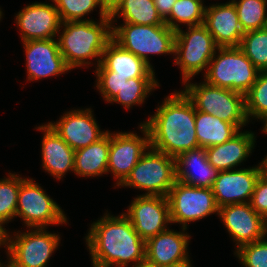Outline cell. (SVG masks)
<instances>
[{"mask_svg": "<svg viewBox=\"0 0 267 267\" xmlns=\"http://www.w3.org/2000/svg\"><path fill=\"white\" fill-rule=\"evenodd\" d=\"M110 214L93 222L85 237L92 266L128 267L133 262L134 267L145 258L146 241L123 213Z\"/></svg>", "mask_w": 267, "mask_h": 267, "instance_id": "cell-1", "label": "cell"}, {"mask_svg": "<svg viewBox=\"0 0 267 267\" xmlns=\"http://www.w3.org/2000/svg\"><path fill=\"white\" fill-rule=\"evenodd\" d=\"M195 114L196 108L183 90L167 96L155 114L143 123L150 135V147L175 159L199 148Z\"/></svg>", "mask_w": 267, "mask_h": 267, "instance_id": "cell-2", "label": "cell"}, {"mask_svg": "<svg viewBox=\"0 0 267 267\" xmlns=\"http://www.w3.org/2000/svg\"><path fill=\"white\" fill-rule=\"evenodd\" d=\"M57 39L59 50L70 69L92 65L89 59L96 58V66L101 63L102 53L112 39L111 18L90 21L63 22ZM60 30L62 32H60ZM87 65V66H85Z\"/></svg>", "mask_w": 267, "mask_h": 267, "instance_id": "cell-3", "label": "cell"}, {"mask_svg": "<svg viewBox=\"0 0 267 267\" xmlns=\"http://www.w3.org/2000/svg\"><path fill=\"white\" fill-rule=\"evenodd\" d=\"M217 51L203 75L204 81L245 96L256 82L260 71L240 47H218Z\"/></svg>", "mask_w": 267, "mask_h": 267, "instance_id": "cell-4", "label": "cell"}, {"mask_svg": "<svg viewBox=\"0 0 267 267\" xmlns=\"http://www.w3.org/2000/svg\"><path fill=\"white\" fill-rule=\"evenodd\" d=\"M201 83H192L190 80L184 83L183 91L193 102L196 110L232 123L239 130L249 123L243 94L209 85L205 81Z\"/></svg>", "mask_w": 267, "mask_h": 267, "instance_id": "cell-5", "label": "cell"}, {"mask_svg": "<svg viewBox=\"0 0 267 267\" xmlns=\"http://www.w3.org/2000/svg\"><path fill=\"white\" fill-rule=\"evenodd\" d=\"M176 180V159L150 147L118 187L145 190L142 195L167 197Z\"/></svg>", "mask_w": 267, "mask_h": 267, "instance_id": "cell-6", "label": "cell"}, {"mask_svg": "<svg viewBox=\"0 0 267 267\" xmlns=\"http://www.w3.org/2000/svg\"><path fill=\"white\" fill-rule=\"evenodd\" d=\"M112 39L152 68L148 55L174 54L175 31L166 24H112Z\"/></svg>", "mask_w": 267, "mask_h": 267, "instance_id": "cell-7", "label": "cell"}, {"mask_svg": "<svg viewBox=\"0 0 267 267\" xmlns=\"http://www.w3.org/2000/svg\"><path fill=\"white\" fill-rule=\"evenodd\" d=\"M47 228H30V231L7 230L6 254L8 267H47L52 254L60 245V235Z\"/></svg>", "mask_w": 267, "mask_h": 267, "instance_id": "cell-8", "label": "cell"}, {"mask_svg": "<svg viewBox=\"0 0 267 267\" xmlns=\"http://www.w3.org/2000/svg\"><path fill=\"white\" fill-rule=\"evenodd\" d=\"M186 32L175 31L174 65L180 67L184 84L192 77L207 71L218 46L204 24L188 26Z\"/></svg>", "mask_w": 267, "mask_h": 267, "instance_id": "cell-9", "label": "cell"}, {"mask_svg": "<svg viewBox=\"0 0 267 267\" xmlns=\"http://www.w3.org/2000/svg\"><path fill=\"white\" fill-rule=\"evenodd\" d=\"M15 217L22 218L27 228H47L68 222L61 207L33 178H26L19 187Z\"/></svg>", "mask_w": 267, "mask_h": 267, "instance_id": "cell-10", "label": "cell"}, {"mask_svg": "<svg viewBox=\"0 0 267 267\" xmlns=\"http://www.w3.org/2000/svg\"><path fill=\"white\" fill-rule=\"evenodd\" d=\"M167 198L171 223H180L182 228L187 229L188 223L199 221L210 214H218L219 207L211 188L187 185L176 180Z\"/></svg>", "mask_w": 267, "mask_h": 267, "instance_id": "cell-11", "label": "cell"}, {"mask_svg": "<svg viewBox=\"0 0 267 267\" xmlns=\"http://www.w3.org/2000/svg\"><path fill=\"white\" fill-rule=\"evenodd\" d=\"M140 137L134 132L111 133V143L107 173L111 172L118 187L131 173L140 157L150 148V135L147 127L141 123Z\"/></svg>", "mask_w": 267, "mask_h": 267, "instance_id": "cell-12", "label": "cell"}, {"mask_svg": "<svg viewBox=\"0 0 267 267\" xmlns=\"http://www.w3.org/2000/svg\"><path fill=\"white\" fill-rule=\"evenodd\" d=\"M126 213L134 230L143 240L166 231L171 223L170 206L166 196L137 195Z\"/></svg>", "mask_w": 267, "mask_h": 267, "instance_id": "cell-13", "label": "cell"}, {"mask_svg": "<svg viewBox=\"0 0 267 267\" xmlns=\"http://www.w3.org/2000/svg\"><path fill=\"white\" fill-rule=\"evenodd\" d=\"M263 172L262 162L254 167L219 171L211 187L218 207L250 202Z\"/></svg>", "mask_w": 267, "mask_h": 267, "instance_id": "cell-14", "label": "cell"}, {"mask_svg": "<svg viewBox=\"0 0 267 267\" xmlns=\"http://www.w3.org/2000/svg\"><path fill=\"white\" fill-rule=\"evenodd\" d=\"M218 216L233 238L236 249L266 236V220L249 202L222 206L218 210Z\"/></svg>", "mask_w": 267, "mask_h": 267, "instance_id": "cell-15", "label": "cell"}, {"mask_svg": "<svg viewBox=\"0 0 267 267\" xmlns=\"http://www.w3.org/2000/svg\"><path fill=\"white\" fill-rule=\"evenodd\" d=\"M22 43L26 54L27 81H37L71 70L62 56L55 38L29 40Z\"/></svg>", "mask_w": 267, "mask_h": 267, "instance_id": "cell-16", "label": "cell"}, {"mask_svg": "<svg viewBox=\"0 0 267 267\" xmlns=\"http://www.w3.org/2000/svg\"><path fill=\"white\" fill-rule=\"evenodd\" d=\"M91 108L68 111L50 127L74 150L93 144L107 131H101Z\"/></svg>", "mask_w": 267, "mask_h": 267, "instance_id": "cell-17", "label": "cell"}, {"mask_svg": "<svg viewBox=\"0 0 267 267\" xmlns=\"http://www.w3.org/2000/svg\"><path fill=\"white\" fill-rule=\"evenodd\" d=\"M15 17L22 42L54 39L62 25L59 12L52 3H32L20 10Z\"/></svg>", "mask_w": 267, "mask_h": 267, "instance_id": "cell-18", "label": "cell"}, {"mask_svg": "<svg viewBox=\"0 0 267 267\" xmlns=\"http://www.w3.org/2000/svg\"><path fill=\"white\" fill-rule=\"evenodd\" d=\"M182 231L167 229L146 240L145 258L162 267L177 265L190 260L187 250L191 236Z\"/></svg>", "mask_w": 267, "mask_h": 267, "instance_id": "cell-19", "label": "cell"}, {"mask_svg": "<svg viewBox=\"0 0 267 267\" xmlns=\"http://www.w3.org/2000/svg\"><path fill=\"white\" fill-rule=\"evenodd\" d=\"M204 25L218 47L240 46L244 32L233 4L216 3L206 6Z\"/></svg>", "mask_w": 267, "mask_h": 267, "instance_id": "cell-20", "label": "cell"}, {"mask_svg": "<svg viewBox=\"0 0 267 267\" xmlns=\"http://www.w3.org/2000/svg\"><path fill=\"white\" fill-rule=\"evenodd\" d=\"M44 132L41 141L42 167L58 180L68 172H74L75 151L50 127L44 124L36 128Z\"/></svg>", "mask_w": 267, "mask_h": 267, "instance_id": "cell-21", "label": "cell"}, {"mask_svg": "<svg viewBox=\"0 0 267 267\" xmlns=\"http://www.w3.org/2000/svg\"><path fill=\"white\" fill-rule=\"evenodd\" d=\"M255 138V134L251 131H239L227 142L206 148L209 164L218 171L234 170L252 153Z\"/></svg>", "mask_w": 267, "mask_h": 267, "instance_id": "cell-22", "label": "cell"}, {"mask_svg": "<svg viewBox=\"0 0 267 267\" xmlns=\"http://www.w3.org/2000/svg\"><path fill=\"white\" fill-rule=\"evenodd\" d=\"M101 64L113 76L130 78H155L154 68L133 53L123 49L118 43L111 39L102 53Z\"/></svg>", "mask_w": 267, "mask_h": 267, "instance_id": "cell-23", "label": "cell"}, {"mask_svg": "<svg viewBox=\"0 0 267 267\" xmlns=\"http://www.w3.org/2000/svg\"><path fill=\"white\" fill-rule=\"evenodd\" d=\"M218 173L209 164L204 148L189 150L176 158L177 180L187 185L211 188Z\"/></svg>", "mask_w": 267, "mask_h": 267, "instance_id": "cell-24", "label": "cell"}, {"mask_svg": "<svg viewBox=\"0 0 267 267\" xmlns=\"http://www.w3.org/2000/svg\"><path fill=\"white\" fill-rule=\"evenodd\" d=\"M111 133L75 151L74 173L81 177H95L107 173Z\"/></svg>", "mask_w": 267, "mask_h": 267, "instance_id": "cell-25", "label": "cell"}, {"mask_svg": "<svg viewBox=\"0 0 267 267\" xmlns=\"http://www.w3.org/2000/svg\"><path fill=\"white\" fill-rule=\"evenodd\" d=\"M195 124L199 147L204 149L223 144L240 131L234 124L198 110L195 114Z\"/></svg>", "mask_w": 267, "mask_h": 267, "instance_id": "cell-26", "label": "cell"}, {"mask_svg": "<svg viewBox=\"0 0 267 267\" xmlns=\"http://www.w3.org/2000/svg\"><path fill=\"white\" fill-rule=\"evenodd\" d=\"M123 18V23L140 25H162L165 21L158 14L154 0H123L110 14L111 23L117 22L116 18Z\"/></svg>", "mask_w": 267, "mask_h": 267, "instance_id": "cell-27", "label": "cell"}, {"mask_svg": "<svg viewBox=\"0 0 267 267\" xmlns=\"http://www.w3.org/2000/svg\"><path fill=\"white\" fill-rule=\"evenodd\" d=\"M205 8L203 0H177L165 24L174 31L181 29L180 24L187 27L204 24Z\"/></svg>", "mask_w": 267, "mask_h": 267, "instance_id": "cell-28", "label": "cell"}, {"mask_svg": "<svg viewBox=\"0 0 267 267\" xmlns=\"http://www.w3.org/2000/svg\"><path fill=\"white\" fill-rule=\"evenodd\" d=\"M159 86L156 78H130L109 103L122 104L129 110L134 105H142L150 92Z\"/></svg>", "mask_w": 267, "mask_h": 267, "instance_id": "cell-29", "label": "cell"}, {"mask_svg": "<svg viewBox=\"0 0 267 267\" xmlns=\"http://www.w3.org/2000/svg\"><path fill=\"white\" fill-rule=\"evenodd\" d=\"M59 12L63 22L68 21H90L83 18L99 7L100 19L110 18V14L104 8L101 0H51ZM83 18V19H82Z\"/></svg>", "mask_w": 267, "mask_h": 267, "instance_id": "cell-30", "label": "cell"}, {"mask_svg": "<svg viewBox=\"0 0 267 267\" xmlns=\"http://www.w3.org/2000/svg\"><path fill=\"white\" fill-rule=\"evenodd\" d=\"M234 6L244 33L267 28V0H241Z\"/></svg>", "mask_w": 267, "mask_h": 267, "instance_id": "cell-31", "label": "cell"}, {"mask_svg": "<svg viewBox=\"0 0 267 267\" xmlns=\"http://www.w3.org/2000/svg\"><path fill=\"white\" fill-rule=\"evenodd\" d=\"M25 179L14 173L0 179V225L3 227L16 216L19 187Z\"/></svg>", "mask_w": 267, "mask_h": 267, "instance_id": "cell-32", "label": "cell"}, {"mask_svg": "<svg viewBox=\"0 0 267 267\" xmlns=\"http://www.w3.org/2000/svg\"><path fill=\"white\" fill-rule=\"evenodd\" d=\"M239 47L259 71H267V28L245 32Z\"/></svg>", "mask_w": 267, "mask_h": 267, "instance_id": "cell-33", "label": "cell"}, {"mask_svg": "<svg viewBox=\"0 0 267 267\" xmlns=\"http://www.w3.org/2000/svg\"><path fill=\"white\" fill-rule=\"evenodd\" d=\"M248 120H267V71H260L256 82L245 95Z\"/></svg>", "mask_w": 267, "mask_h": 267, "instance_id": "cell-34", "label": "cell"}, {"mask_svg": "<svg viewBox=\"0 0 267 267\" xmlns=\"http://www.w3.org/2000/svg\"><path fill=\"white\" fill-rule=\"evenodd\" d=\"M267 236L235 249L234 255L244 267H267Z\"/></svg>", "mask_w": 267, "mask_h": 267, "instance_id": "cell-35", "label": "cell"}, {"mask_svg": "<svg viewBox=\"0 0 267 267\" xmlns=\"http://www.w3.org/2000/svg\"><path fill=\"white\" fill-rule=\"evenodd\" d=\"M96 88L106 102H110L122 86L128 81L125 77L113 76V72L107 70L101 63L96 66Z\"/></svg>", "mask_w": 267, "mask_h": 267, "instance_id": "cell-36", "label": "cell"}, {"mask_svg": "<svg viewBox=\"0 0 267 267\" xmlns=\"http://www.w3.org/2000/svg\"><path fill=\"white\" fill-rule=\"evenodd\" d=\"M249 203L259 215L267 219V173L263 172L257 180Z\"/></svg>", "mask_w": 267, "mask_h": 267, "instance_id": "cell-37", "label": "cell"}, {"mask_svg": "<svg viewBox=\"0 0 267 267\" xmlns=\"http://www.w3.org/2000/svg\"><path fill=\"white\" fill-rule=\"evenodd\" d=\"M176 1L177 0H154L158 14L163 20H165L170 15L172 7Z\"/></svg>", "mask_w": 267, "mask_h": 267, "instance_id": "cell-38", "label": "cell"}, {"mask_svg": "<svg viewBox=\"0 0 267 267\" xmlns=\"http://www.w3.org/2000/svg\"><path fill=\"white\" fill-rule=\"evenodd\" d=\"M106 11L111 14L123 0H101Z\"/></svg>", "mask_w": 267, "mask_h": 267, "instance_id": "cell-39", "label": "cell"}, {"mask_svg": "<svg viewBox=\"0 0 267 267\" xmlns=\"http://www.w3.org/2000/svg\"><path fill=\"white\" fill-rule=\"evenodd\" d=\"M131 267V266H130ZM134 267H162L156 263H153L151 261H149L148 259L144 258L143 260H141L136 266Z\"/></svg>", "mask_w": 267, "mask_h": 267, "instance_id": "cell-40", "label": "cell"}, {"mask_svg": "<svg viewBox=\"0 0 267 267\" xmlns=\"http://www.w3.org/2000/svg\"><path fill=\"white\" fill-rule=\"evenodd\" d=\"M6 235H7L6 228L0 225V247L6 246Z\"/></svg>", "mask_w": 267, "mask_h": 267, "instance_id": "cell-41", "label": "cell"}, {"mask_svg": "<svg viewBox=\"0 0 267 267\" xmlns=\"http://www.w3.org/2000/svg\"><path fill=\"white\" fill-rule=\"evenodd\" d=\"M168 267H192L191 261L187 260L186 262L177 264V265H173V266H168Z\"/></svg>", "mask_w": 267, "mask_h": 267, "instance_id": "cell-42", "label": "cell"}, {"mask_svg": "<svg viewBox=\"0 0 267 267\" xmlns=\"http://www.w3.org/2000/svg\"><path fill=\"white\" fill-rule=\"evenodd\" d=\"M262 166L265 173H267V155L265 158L262 159Z\"/></svg>", "mask_w": 267, "mask_h": 267, "instance_id": "cell-43", "label": "cell"}, {"mask_svg": "<svg viewBox=\"0 0 267 267\" xmlns=\"http://www.w3.org/2000/svg\"><path fill=\"white\" fill-rule=\"evenodd\" d=\"M263 124H264V125L262 126V127H263L262 131H263L265 134H267V120L264 121Z\"/></svg>", "mask_w": 267, "mask_h": 267, "instance_id": "cell-44", "label": "cell"}, {"mask_svg": "<svg viewBox=\"0 0 267 267\" xmlns=\"http://www.w3.org/2000/svg\"><path fill=\"white\" fill-rule=\"evenodd\" d=\"M238 1H241V0H238ZM237 2V0H231V1H229V2H226V3H228V4H235Z\"/></svg>", "mask_w": 267, "mask_h": 267, "instance_id": "cell-45", "label": "cell"}, {"mask_svg": "<svg viewBox=\"0 0 267 267\" xmlns=\"http://www.w3.org/2000/svg\"><path fill=\"white\" fill-rule=\"evenodd\" d=\"M6 266V263H1V260H0V267H5Z\"/></svg>", "mask_w": 267, "mask_h": 267, "instance_id": "cell-46", "label": "cell"}, {"mask_svg": "<svg viewBox=\"0 0 267 267\" xmlns=\"http://www.w3.org/2000/svg\"><path fill=\"white\" fill-rule=\"evenodd\" d=\"M2 14H3V13H2V10H1V8H0V20H1V18L3 17Z\"/></svg>", "mask_w": 267, "mask_h": 267, "instance_id": "cell-47", "label": "cell"}, {"mask_svg": "<svg viewBox=\"0 0 267 267\" xmlns=\"http://www.w3.org/2000/svg\"><path fill=\"white\" fill-rule=\"evenodd\" d=\"M265 233L267 235V219H266V229H265Z\"/></svg>", "mask_w": 267, "mask_h": 267, "instance_id": "cell-48", "label": "cell"}]
</instances>
